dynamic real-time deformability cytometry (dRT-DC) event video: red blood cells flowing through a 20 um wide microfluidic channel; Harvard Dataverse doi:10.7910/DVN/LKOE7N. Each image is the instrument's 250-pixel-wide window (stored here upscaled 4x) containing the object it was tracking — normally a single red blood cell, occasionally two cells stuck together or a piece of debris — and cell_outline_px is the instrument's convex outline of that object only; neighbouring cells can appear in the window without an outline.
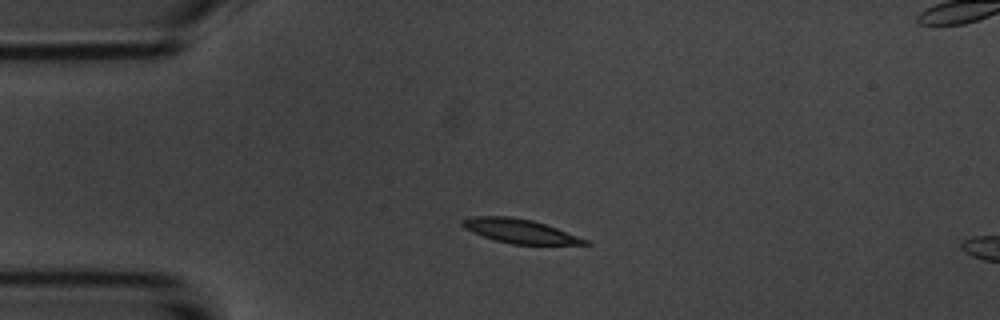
{"species": "common noctule bat (a hibernating species)", "species_latin": "Nyctalus noctula", "temperature_condition": "room temperature", "stored_images_in_passage": 3, "camera_frame_rate_fps": 3000, "um_per_image_px": 0.085, "animal": {"sex": "male", "body_mass_g": 20.1, "forearm_length_mm": 53.5}, "frame": {"image": 1, "passage_image": 1, "time_ms": 0.0, "image_size_px": [1000, 320], "cell_outline_px": [[592, 244], [512, 244], [496, 240], [472, 232], [464, 228], [460, 224], [460, 220], [472, 216], [508, 216], [532, 220], [556, 228], [588, 240]], "centroid_in_image_um": [44.13, 19.63], "position_along_channel_um": 40.9, "area_um2": 16.94}}